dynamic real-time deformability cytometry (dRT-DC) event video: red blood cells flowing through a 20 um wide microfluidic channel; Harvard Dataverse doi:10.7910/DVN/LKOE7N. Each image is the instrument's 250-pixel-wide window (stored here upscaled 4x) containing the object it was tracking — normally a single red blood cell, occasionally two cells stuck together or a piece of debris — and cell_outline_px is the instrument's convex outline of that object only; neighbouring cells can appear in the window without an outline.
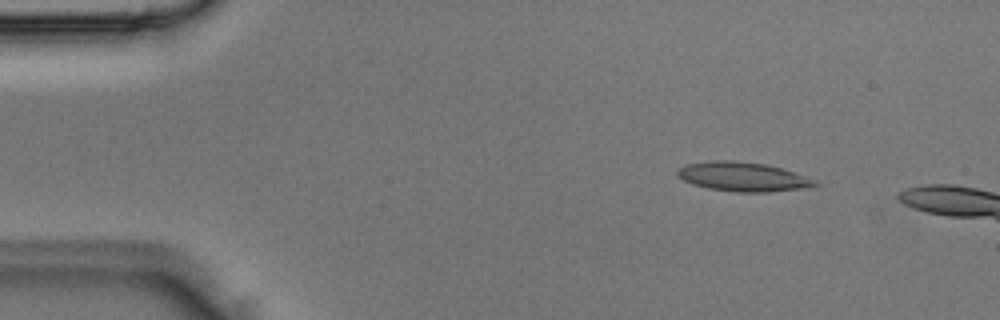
{"species": "Egyptian fruit bat (a non-hibernating species)", "species_latin": "Rousettus aegyptiacus", "temperature_condition": "room temperature", "stored_images_in_passage": 4, "camera_frame_rate_fps": 3000, "um_per_image_px": 0.085, "animal": {"sex": "male"}, "frame": {"image": 1, "passage_image": 2, "time_ms": 0.333, "image_size_px": [1000, 320], "cell_outline_px": [[820, 184], [800, 188], [768, 192], [736, 192], [708, 188], [692, 184], [676, 176], [676, 168], [684, 164], [708, 160], [736, 160], [768, 164], [816, 180]], "centroid_in_image_um": [63.04, 15.0], "position_along_channel_um": 22.0, "area_um2": 23.52}}